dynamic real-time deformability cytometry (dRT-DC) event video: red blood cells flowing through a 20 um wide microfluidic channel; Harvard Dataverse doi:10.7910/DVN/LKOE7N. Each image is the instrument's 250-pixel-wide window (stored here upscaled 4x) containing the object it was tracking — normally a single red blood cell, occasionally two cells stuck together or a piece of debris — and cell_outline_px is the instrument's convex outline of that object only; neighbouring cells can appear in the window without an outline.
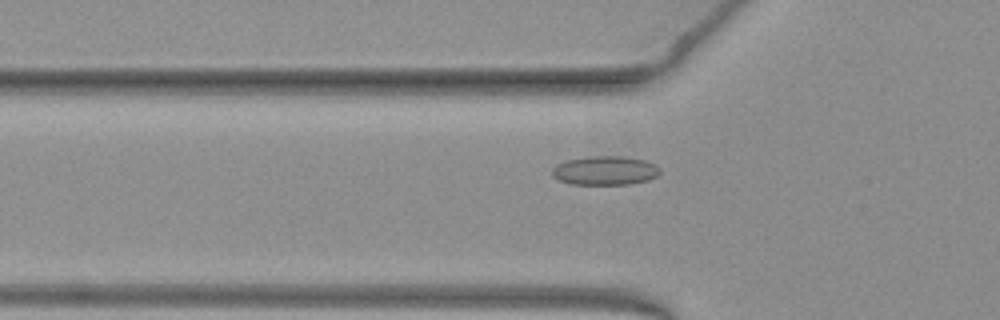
{"species": "common noctule bat (a hibernating species)", "species_latin": "Nyctalus noctula", "temperature_condition": "warm", "stored_images_in_passage": 38, "camera_frame_rate_fps": 3000, "um_per_image_px": 0.085, "animal": {"sex": "female", "body_mass_g": 19.3, "forearm_length_mm": 54.1}, "frame": {"image": 1, "passage_image": 3, "time_ms": 0.667, "image_size_px": [1000, 320], "cell_outline_px": [[660, 172], [656, 176], [648, 180], [628, 184], [572, 184], [560, 180], [552, 176], [552, 168], [556, 164], [568, 160], [592, 156], [620, 156], [644, 160], [656, 164], [660, 168]], "centroid_in_image_um": [51.43, 14.49], "position_along_channel_um": 74.4, "area_um2": 18.09}}
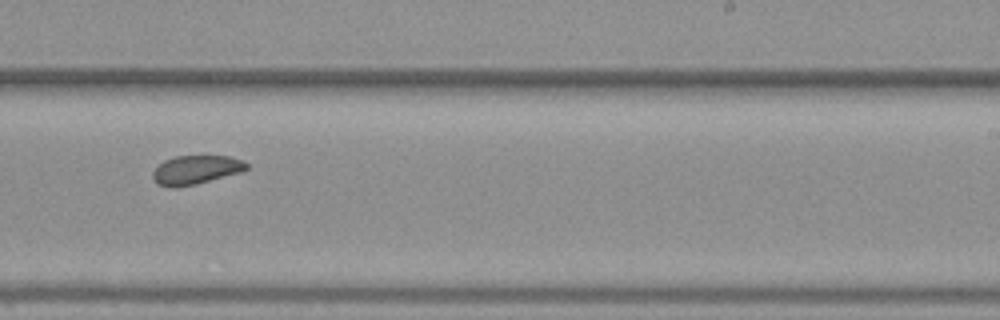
{"frame": {"image": 2, "passage_image": 18, "time_ms": 5.667, "image_size_px": [1000, 320], "cell_outline_px": [[248, 168], [240, 172], [196, 184], [176, 188], [168, 188], [156, 184], [152, 176], [152, 172], [164, 160], [176, 156], [228, 156], [244, 160], [248, 164]], "centroid_in_image_um": [16.62, 14.45], "position_along_channel_um": 272.4, "area_um2": 15.84}}
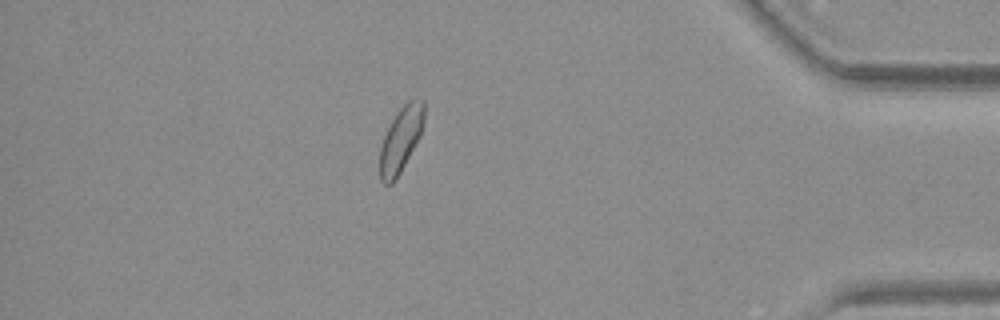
{"frame": {"image": 3, "passage_image": 31, "time_ms": 10.0, "image_size_px": [1000, 320], "cell_outline_px": [[424, 124], [420, 136], [400, 172], [392, 184], [384, 184], [380, 180], [380, 148], [384, 136], [396, 112], [408, 100], [424, 100]], "centroid_in_image_um": [34.07, 11.85], "position_along_channel_um": 401.1, "area_um2": 16.59}}